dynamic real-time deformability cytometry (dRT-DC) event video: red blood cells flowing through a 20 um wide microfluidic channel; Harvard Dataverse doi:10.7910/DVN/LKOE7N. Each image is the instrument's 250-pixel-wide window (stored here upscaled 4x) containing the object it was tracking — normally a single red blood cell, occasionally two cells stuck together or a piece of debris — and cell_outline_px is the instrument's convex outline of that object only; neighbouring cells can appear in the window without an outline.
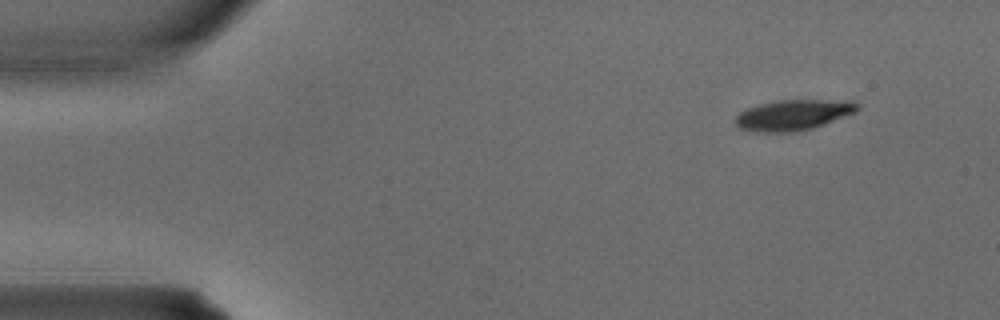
{"species": "common noctule bat (a hibernating species)", "species_latin": "Nyctalus noctula", "temperature_condition": "warm", "stored_images_in_passage": 2, "camera_frame_rate_fps": 3000, "um_per_image_px": 0.085, "animal": {"sex": "male", "body_mass_g": 15.6}, "frame": {"image": 1, "passage_image": 1, "time_ms": 0.0, "image_size_px": [1000, 320], "cell_outline_px": [[860, 108], [856, 112], [812, 128], [792, 132], [756, 132], [740, 128], [736, 124], [736, 116], [740, 112], [748, 108], [760, 104], [780, 100], [852, 100], [860, 104]], "centroid_in_image_um": [67.47, 9.76], "position_along_channel_um": 17.5, "area_um2": 21.62}}